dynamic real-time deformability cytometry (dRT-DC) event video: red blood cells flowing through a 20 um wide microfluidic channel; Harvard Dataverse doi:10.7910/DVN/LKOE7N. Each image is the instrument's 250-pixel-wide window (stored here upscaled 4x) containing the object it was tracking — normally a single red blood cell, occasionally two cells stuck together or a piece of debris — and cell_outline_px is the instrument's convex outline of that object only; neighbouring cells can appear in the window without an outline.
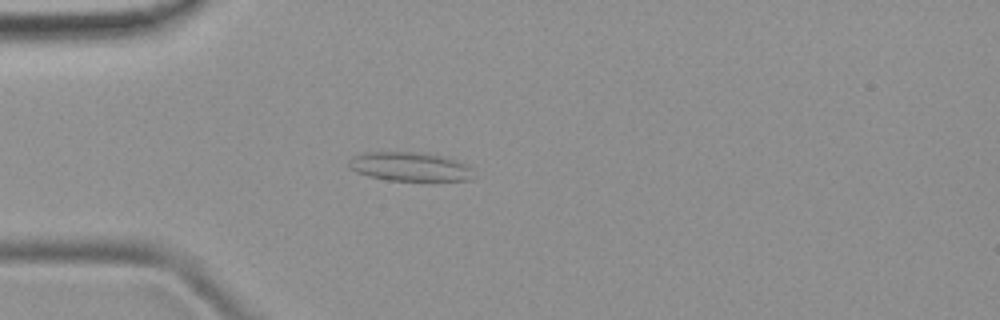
{"species": "common noctule bat (a hibernating species)", "species_latin": "Nyctalus noctula", "temperature_condition": "room temperature", "stored_images_in_passage": 49, "camera_frame_rate_fps": 3000, "um_per_image_px": 0.085, "animal": {"sex": "female", "body_mass_g": 19.9}, "frame": {"image": 1, "passage_image": 14, "time_ms": 4.333, "image_size_px": [1000, 320], "cell_outline_px": [[472, 180], [432, 184], [388, 180], [368, 176], [356, 172], [348, 168], [348, 160], [352, 156], [364, 152], [424, 152], [456, 160], [468, 164], [472, 168]], "centroid_in_image_um": [34.89, 14.22], "position_along_channel_um": 50.1, "area_um2": 22.37}}
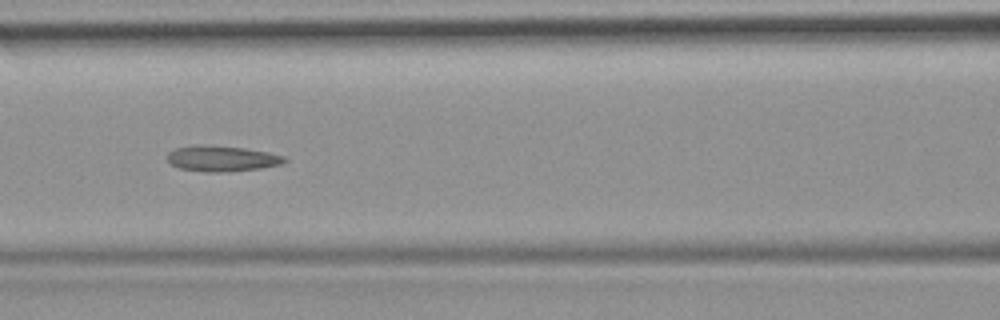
{"frame": {"image": 2, "passage_image": 22, "time_ms": 7.0, "image_size_px": [1000, 320], "cell_outline_px": [[288, 160], [280, 164], [260, 168], [228, 172], [204, 172], [180, 168], [172, 164], [168, 160], [168, 152], [176, 148], [192, 144], [204, 144], [244, 148], [268, 152], [284, 156]], "centroid_in_image_um": [18.84, 13.47], "position_along_channel_um": 147.8, "area_um2": 17.63}}
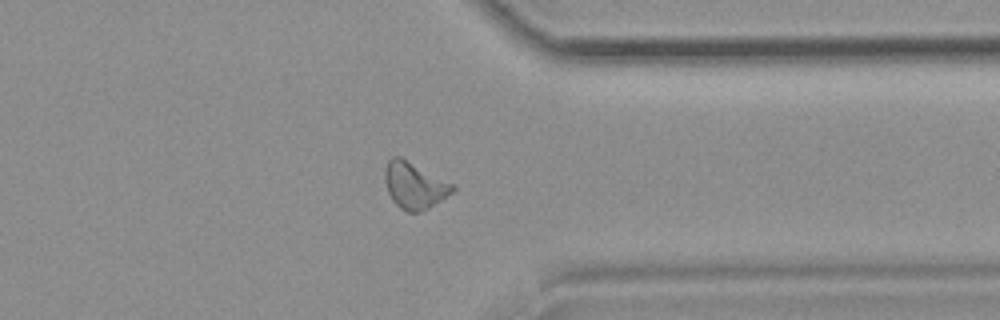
{"frame": {"image": 3, "passage_image": 39, "time_ms": 12.667, "image_size_px": [1000, 320], "cell_outline_px": [[456, 188], [452, 192], [428, 208], [420, 212], [408, 212], [400, 208], [392, 200], [388, 192], [384, 180], [384, 168], [388, 160], [392, 156], [400, 156], [456, 184]], "centroid_in_image_um": [35.22, 15.73], "position_along_channel_um": 376.2, "area_um2": 18.55}}